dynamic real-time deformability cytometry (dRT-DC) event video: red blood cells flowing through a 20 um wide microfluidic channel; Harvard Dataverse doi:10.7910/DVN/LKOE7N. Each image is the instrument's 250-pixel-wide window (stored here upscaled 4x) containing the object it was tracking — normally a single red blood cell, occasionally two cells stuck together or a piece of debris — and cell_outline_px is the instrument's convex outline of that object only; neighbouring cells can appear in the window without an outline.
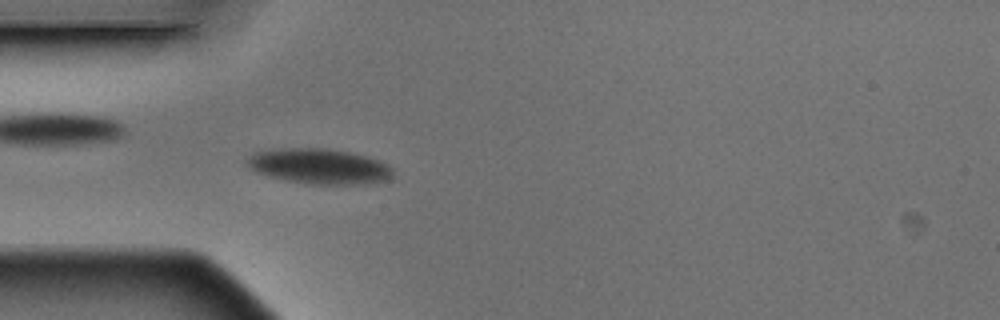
{"species": "Egyptian fruit bat (a non-hibernating species)", "species_latin": "Rousettus aegyptiacus", "temperature_condition": "warm", "stored_images_in_passage": 3, "camera_frame_rate_fps": 3000, "um_per_image_px": 0.085, "animal": {"sex": "male"}, "frame": {"image": 1, "passage_image": 3, "time_ms": 0.667, "image_size_px": [1000, 320], "cell_outline_px": [[392, 176], [388, 180], [364, 184], [308, 184], [284, 180], [268, 176], [256, 172], [248, 168], [248, 156], [252, 152], [280, 148], [328, 148], [348, 152], [380, 160], [388, 164], [392, 168]], "centroid_in_image_um": [27.11, 14.13], "position_along_channel_um": 57.9, "area_um2": 30.17}}